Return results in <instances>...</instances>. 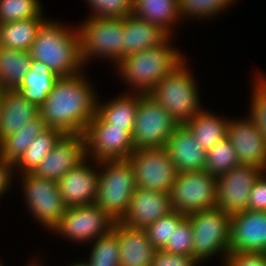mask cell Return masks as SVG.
<instances>
[{"mask_svg":"<svg viewBox=\"0 0 266 266\" xmlns=\"http://www.w3.org/2000/svg\"><path fill=\"white\" fill-rule=\"evenodd\" d=\"M21 179L27 211L32 214L35 222L50 232L64 215L66 206L59 193L58 184L55 181L37 178L31 173L17 176Z\"/></svg>","mask_w":266,"mask_h":266,"instance_id":"9c48e42d","label":"cell"},{"mask_svg":"<svg viewBox=\"0 0 266 266\" xmlns=\"http://www.w3.org/2000/svg\"><path fill=\"white\" fill-rule=\"evenodd\" d=\"M81 22L76 26L83 66L103 58L115 67L124 57V18L87 15Z\"/></svg>","mask_w":266,"mask_h":266,"instance_id":"5b68a950","label":"cell"},{"mask_svg":"<svg viewBox=\"0 0 266 266\" xmlns=\"http://www.w3.org/2000/svg\"><path fill=\"white\" fill-rule=\"evenodd\" d=\"M98 164V161L86 158L57 182L59 193L66 207L95 203L99 180Z\"/></svg>","mask_w":266,"mask_h":266,"instance_id":"2e32d148","label":"cell"},{"mask_svg":"<svg viewBox=\"0 0 266 266\" xmlns=\"http://www.w3.org/2000/svg\"><path fill=\"white\" fill-rule=\"evenodd\" d=\"M173 210L170 193L137 187L124 216L119 220L127 226L145 229Z\"/></svg>","mask_w":266,"mask_h":266,"instance_id":"d6986e66","label":"cell"},{"mask_svg":"<svg viewBox=\"0 0 266 266\" xmlns=\"http://www.w3.org/2000/svg\"><path fill=\"white\" fill-rule=\"evenodd\" d=\"M254 74L252 84V97H250L249 114H246L255 124L266 142V74ZM261 73V74H260ZM252 98V99H251Z\"/></svg>","mask_w":266,"mask_h":266,"instance_id":"d590c367","label":"cell"},{"mask_svg":"<svg viewBox=\"0 0 266 266\" xmlns=\"http://www.w3.org/2000/svg\"><path fill=\"white\" fill-rule=\"evenodd\" d=\"M47 129L48 127L40 115L36 116L16 133L7 136L0 142V156L15 164L35 138Z\"/></svg>","mask_w":266,"mask_h":266,"instance_id":"f1b7e54d","label":"cell"},{"mask_svg":"<svg viewBox=\"0 0 266 266\" xmlns=\"http://www.w3.org/2000/svg\"><path fill=\"white\" fill-rule=\"evenodd\" d=\"M68 26L47 19L38 29L30 49L31 59L43 63L58 77L73 76L87 68L81 60L77 27Z\"/></svg>","mask_w":266,"mask_h":266,"instance_id":"7a4b0ae2","label":"cell"},{"mask_svg":"<svg viewBox=\"0 0 266 266\" xmlns=\"http://www.w3.org/2000/svg\"><path fill=\"white\" fill-rule=\"evenodd\" d=\"M58 78L46 65L31 60L30 70L16 91L40 107L52 91Z\"/></svg>","mask_w":266,"mask_h":266,"instance_id":"4316f807","label":"cell"},{"mask_svg":"<svg viewBox=\"0 0 266 266\" xmlns=\"http://www.w3.org/2000/svg\"><path fill=\"white\" fill-rule=\"evenodd\" d=\"M222 266H266V253H229Z\"/></svg>","mask_w":266,"mask_h":266,"instance_id":"60d3db41","label":"cell"},{"mask_svg":"<svg viewBox=\"0 0 266 266\" xmlns=\"http://www.w3.org/2000/svg\"><path fill=\"white\" fill-rule=\"evenodd\" d=\"M217 179L206 170L177 173L170 192L174 211L185 216L217 204Z\"/></svg>","mask_w":266,"mask_h":266,"instance_id":"ba28073f","label":"cell"},{"mask_svg":"<svg viewBox=\"0 0 266 266\" xmlns=\"http://www.w3.org/2000/svg\"><path fill=\"white\" fill-rule=\"evenodd\" d=\"M47 18H31L0 24V47L30 52L36 34Z\"/></svg>","mask_w":266,"mask_h":266,"instance_id":"f546056e","label":"cell"},{"mask_svg":"<svg viewBox=\"0 0 266 266\" xmlns=\"http://www.w3.org/2000/svg\"><path fill=\"white\" fill-rule=\"evenodd\" d=\"M178 126L166 109L148 94H140L132 132L135 149L164 147Z\"/></svg>","mask_w":266,"mask_h":266,"instance_id":"8fae6325","label":"cell"},{"mask_svg":"<svg viewBox=\"0 0 266 266\" xmlns=\"http://www.w3.org/2000/svg\"><path fill=\"white\" fill-rule=\"evenodd\" d=\"M69 266V265H68ZM70 266H90L86 261L73 262Z\"/></svg>","mask_w":266,"mask_h":266,"instance_id":"ee69618b","label":"cell"},{"mask_svg":"<svg viewBox=\"0 0 266 266\" xmlns=\"http://www.w3.org/2000/svg\"><path fill=\"white\" fill-rule=\"evenodd\" d=\"M86 158L95 161L128 159L134 152L132 135L123 127L109 126L97 114L85 133Z\"/></svg>","mask_w":266,"mask_h":266,"instance_id":"7c38bea8","label":"cell"},{"mask_svg":"<svg viewBox=\"0 0 266 266\" xmlns=\"http://www.w3.org/2000/svg\"><path fill=\"white\" fill-rule=\"evenodd\" d=\"M238 165L236 151L227 137L207 151L205 170L215 177Z\"/></svg>","mask_w":266,"mask_h":266,"instance_id":"836d02e7","label":"cell"},{"mask_svg":"<svg viewBox=\"0 0 266 266\" xmlns=\"http://www.w3.org/2000/svg\"><path fill=\"white\" fill-rule=\"evenodd\" d=\"M91 17L124 18L133 12V0H85Z\"/></svg>","mask_w":266,"mask_h":266,"instance_id":"74e56055","label":"cell"},{"mask_svg":"<svg viewBox=\"0 0 266 266\" xmlns=\"http://www.w3.org/2000/svg\"><path fill=\"white\" fill-rule=\"evenodd\" d=\"M1 260V259H0ZM0 266H5L4 263L2 264V261H0Z\"/></svg>","mask_w":266,"mask_h":266,"instance_id":"7dc6e473","label":"cell"},{"mask_svg":"<svg viewBox=\"0 0 266 266\" xmlns=\"http://www.w3.org/2000/svg\"><path fill=\"white\" fill-rule=\"evenodd\" d=\"M30 52L0 47V85L16 90L31 67Z\"/></svg>","mask_w":266,"mask_h":266,"instance_id":"83f0119b","label":"cell"},{"mask_svg":"<svg viewBox=\"0 0 266 266\" xmlns=\"http://www.w3.org/2000/svg\"><path fill=\"white\" fill-rule=\"evenodd\" d=\"M186 217L178 211H172L170 214L161 217L144 229L148 240L157 250H162L171 238L173 231Z\"/></svg>","mask_w":266,"mask_h":266,"instance_id":"8d00e7d4","label":"cell"},{"mask_svg":"<svg viewBox=\"0 0 266 266\" xmlns=\"http://www.w3.org/2000/svg\"><path fill=\"white\" fill-rule=\"evenodd\" d=\"M193 239L191 222L186 217L173 231L171 238L162 250L172 254L192 256Z\"/></svg>","mask_w":266,"mask_h":266,"instance_id":"f35d334b","label":"cell"},{"mask_svg":"<svg viewBox=\"0 0 266 266\" xmlns=\"http://www.w3.org/2000/svg\"><path fill=\"white\" fill-rule=\"evenodd\" d=\"M64 133L55 128H48L38 135L20 159L14 164L15 175L32 173L46 155L54 148Z\"/></svg>","mask_w":266,"mask_h":266,"instance_id":"4dcf8cb0","label":"cell"},{"mask_svg":"<svg viewBox=\"0 0 266 266\" xmlns=\"http://www.w3.org/2000/svg\"><path fill=\"white\" fill-rule=\"evenodd\" d=\"M248 210L266 212V171L259 176L251 190Z\"/></svg>","mask_w":266,"mask_h":266,"instance_id":"b9f144b4","label":"cell"},{"mask_svg":"<svg viewBox=\"0 0 266 266\" xmlns=\"http://www.w3.org/2000/svg\"><path fill=\"white\" fill-rule=\"evenodd\" d=\"M90 243L92 248L86 261L90 266H120L117 221L110 232Z\"/></svg>","mask_w":266,"mask_h":266,"instance_id":"1f68e13d","label":"cell"},{"mask_svg":"<svg viewBox=\"0 0 266 266\" xmlns=\"http://www.w3.org/2000/svg\"><path fill=\"white\" fill-rule=\"evenodd\" d=\"M187 218L194 234L192 257L201 264L218 255L224 265L229 254L231 215L215 207L192 213Z\"/></svg>","mask_w":266,"mask_h":266,"instance_id":"52a82bcc","label":"cell"},{"mask_svg":"<svg viewBox=\"0 0 266 266\" xmlns=\"http://www.w3.org/2000/svg\"><path fill=\"white\" fill-rule=\"evenodd\" d=\"M128 159L134 169L137 187L171 192L177 171L164 147L138 148Z\"/></svg>","mask_w":266,"mask_h":266,"instance_id":"4fadbf2b","label":"cell"},{"mask_svg":"<svg viewBox=\"0 0 266 266\" xmlns=\"http://www.w3.org/2000/svg\"><path fill=\"white\" fill-rule=\"evenodd\" d=\"M38 258L33 259V261L29 262L28 266H39Z\"/></svg>","mask_w":266,"mask_h":266,"instance_id":"f6af8a7d","label":"cell"},{"mask_svg":"<svg viewBox=\"0 0 266 266\" xmlns=\"http://www.w3.org/2000/svg\"><path fill=\"white\" fill-rule=\"evenodd\" d=\"M85 159L84 134L64 133L31 174L37 178L58 182L69 170L77 167Z\"/></svg>","mask_w":266,"mask_h":266,"instance_id":"9a60e30c","label":"cell"},{"mask_svg":"<svg viewBox=\"0 0 266 266\" xmlns=\"http://www.w3.org/2000/svg\"><path fill=\"white\" fill-rule=\"evenodd\" d=\"M85 71L69 77H59L39 115L48 128L63 133H85L89 122L96 115L98 93Z\"/></svg>","mask_w":266,"mask_h":266,"instance_id":"6da1fadb","label":"cell"},{"mask_svg":"<svg viewBox=\"0 0 266 266\" xmlns=\"http://www.w3.org/2000/svg\"><path fill=\"white\" fill-rule=\"evenodd\" d=\"M203 108L199 114L185 125L194 134L198 144L208 151L227 137L228 120Z\"/></svg>","mask_w":266,"mask_h":266,"instance_id":"484cf974","label":"cell"},{"mask_svg":"<svg viewBox=\"0 0 266 266\" xmlns=\"http://www.w3.org/2000/svg\"><path fill=\"white\" fill-rule=\"evenodd\" d=\"M172 39L173 36H169L159 46L124 56L115 66L117 76L129 84L128 93L148 94L186 59L182 51L171 44Z\"/></svg>","mask_w":266,"mask_h":266,"instance_id":"3957f363","label":"cell"},{"mask_svg":"<svg viewBox=\"0 0 266 266\" xmlns=\"http://www.w3.org/2000/svg\"><path fill=\"white\" fill-rule=\"evenodd\" d=\"M236 0H178L180 18L209 20L213 17H219V14L226 11L229 6L235 4ZM227 8V9H226ZM184 18V19H183Z\"/></svg>","mask_w":266,"mask_h":266,"instance_id":"d6a6232c","label":"cell"},{"mask_svg":"<svg viewBox=\"0 0 266 266\" xmlns=\"http://www.w3.org/2000/svg\"><path fill=\"white\" fill-rule=\"evenodd\" d=\"M187 58L167 74L148 95L168 111L178 125H185L203 109L198 81Z\"/></svg>","mask_w":266,"mask_h":266,"instance_id":"277c9868","label":"cell"},{"mask_svg":"<svg viewBox=\"0 0 266 266\" xmlns=\"http://www.w3.org/2000/svg\"><path fill=\"white\" fill-rule=\"evenodd\" d=\"M39 115V107L16 90H4L0 103V142Z\"/></svg>","mask_w":266,"mask_h":266,"instance_id":"7402d4cb","label":"cell"},{"mask_svg":"<svg viewBox=\"0 0 266 266\" xmlns=\"http://www.w3.org/2000/svg\"><path fill=\"white\" fill-rule=\"evenodd\" d=\"M168 37L160 27L133 13L124 17V56L159 46Z\"/></svg>","mask_w":266,"mask_h":266,"instance_id":"603a6c76","label":"cell"},{"mask_svg":"<svg viewBox=\"0 0 266 266\" xmlns=\"http://www.w3.org/2000/svg\"><path fill=\"white\" fill-rule=\"evenodd\" d=\"M98 168L95 204L114 221H119L126 213L133 191L137 188L133 166L129 159H117L99 161Z\"/></svg>","mask_w":266,"mask_h":266,"instance_id":"8992f818","label":"cell"},{"mask_svg":"<svg viewBox=\"0 0 266 266\" xmlns=\"http://www.w3.org/2000/svg\"><path fill=\"white\" fill-rule=\"evenodd\" d=\"M14 172V164L6 161L0 156V198L7 194L16 178ZM4 194V195H3Z\"/></svg>","mask_w":266,"mask_h":266,"instance_id":"7bdbcfd3","label":"cell"},{"mask_svg":"<svg viewBox=\"0 0 266 266\" xmlns=\"http://www.w3.org/2000/svg\"><path fill=\"white\" fill-rule=\"evenodd\" d=\"M164 148L177 173L205 170L207 151L197 143L186 125H179Z\"/></svg>","mask_w":266,"mask_h":266,"instance_id":"ffe728a7","label":"cell"},{"mask_svg":"<svg viewBox=\"0 0 266 266\" xmlns=\"http://www.w3.org/2000/svg\"><path fill=\"white\" fill-rule=\"evenodd\" d=\"M132 13L145 21L157 25L169 36L173 37H175V24H179L182 21L178 0H133Z\"/></svg>","mask_w":266,"mask_h":266,"instance_id":"d4e9b609","label":"cell"},{"mask_svg":"<svg viewBox=\"0 0 266 266\" xmlns=\"http://www.w3.org/2000/svg\"><path fill=\"white\" fill-rule=\"evenodd\" d=\"M115 221L95 203L67 207L58 224L50 231L71 242L88 244L106 235Z\"/></svg>","mask_w":266,"mask_h":266,"instance_id":"30bf717a","label":"cell"},{"mask_svg":"<svg viewBox=\"0 0 266 266\" xmlns=\"http://www.w3.org/2000/svg\"><path fill=\"white\" fill-rule=\"evenodd\" d=\"M227 138L240 164L253 165L266 171V142L247 115L228 120Z\"/></svg>","mask_w":266,"mask_h":266,"instance_id":"ac0fdd59","label":"cell"},{"mask_svg":"<svg viewBox=\"0 0 266 266\" xmlns=\"http://www.w3.org/2000/svg\"><path fill=\"white\" fill-rule=\"evenodd\" d=\"M230 228L229 253H266V212L235 213Z\"/></svg>","mask_w":266,"mask_h":266,"instance_id":"e0dca14e","label":"cell"},{"mask_svg":"<svg viewBox=\"0 0 266 266\" xmlns=\"http://www.w3.org/2000/svg\"><path fill=\"white\" fill-rule=\"evenodd\" d=\"M200 263L188 255H178L157 250L151 266H200Z\"/></svg>","mask_w":266,"mask_h":266,"instance_id":"ab89813d","label":"cell"},{"mask_svg":"<svg viewBox=\"0 0 266 266\" xmlns=\"http://www.w3.org/2000/svg\"><path fill=\"white\" fill-rule=\"evenodd\" d=\"M99 99L96 114L109 126L123 127L132 135L140 94L125 92L108 101Z\"/></svg>","mask_w":266,"mask_h":266,"instance_id":"cb8c5ba5","label":"cell"},{"mask_svg":"<svg viewBox=\"0 0 266 266\" xmlns=\"http://www.w3.org/2000/svg\"><path fill=\"white\" fill-rule=\"evenodd\" d=\"M4 89L2 88V86L0 85V103H1V97L3 95Z\"/></svg>","mask_w":266,"mask_h":266,"instance_id":"bcb514c9","label":"cell"},{"mask_svg":"<svg viewBox=\"0 0 266 266\" xmlns=\"http://www.w3.org/2000/svg\"><path fill=\"white\" fill-rule=\"evenodd\" d=\"M41 0H0V24L46 18Z\"/></svg>","mask_w":266,"mask_h":266,"instance_id":"e575fe53","label":"cell"},{"mask_svg":"<svg viewBox=\"0 0 266 266\" xmlns=\"http://www.w3.org/2000/svg\"><path fill=\"white\" fill-rule=\"evenodd\" d=\"M120 266H151L157 249L148 240L146 231L117 221Z\"/></svg>","mask_w":266,"mask_h":266,"instance_id":"44dd1931","label":"cell"},{"mask_svg":"<svg viewBox=\"0 0 266 266\" xmlns=\"http://www.w3.org/2000/svg\"><path fill=\"white\" fill-rule=\"evenodd\" d=\"M263 172L259 167L240 164L217 176L216 207L229 215L247 210L251 190Z\"/></svg>","mask_w":266,"mask_h":266,"instance_id":"5bb4252c","label":"cell"}]
</instances>
